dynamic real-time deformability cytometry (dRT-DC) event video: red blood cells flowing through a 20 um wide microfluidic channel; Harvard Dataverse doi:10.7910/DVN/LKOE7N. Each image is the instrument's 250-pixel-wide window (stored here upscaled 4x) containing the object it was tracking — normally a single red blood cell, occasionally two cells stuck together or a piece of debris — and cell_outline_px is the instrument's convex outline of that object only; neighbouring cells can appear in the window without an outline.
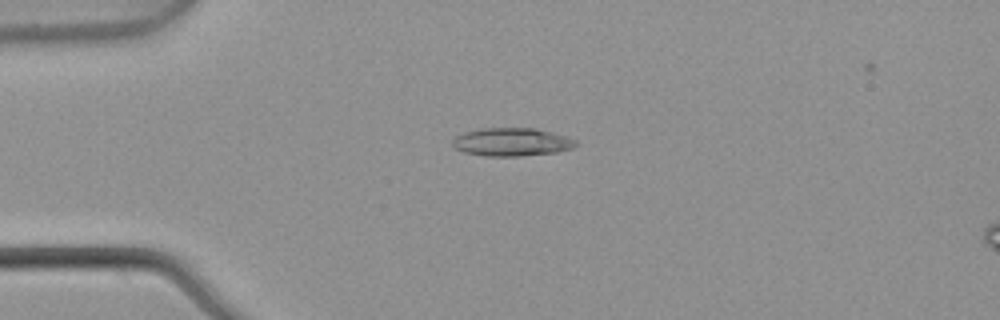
{"species": "common noctule bat (a hibernating species)", "species_latin": "Nyctalus noctula", "temperature_condition": "warm", "stored_images_in_passage": 3, "camera_frame_rate_fps": 3000, "um_per_image_px": 0.085, "animal": {"sex": "male", "body_mass_g": 21.5, "forearm_length_mm": 52.0}, "frame": {"image": 1, "passage_image": 2, "time_ms": 0.333, "image_size_px": [1000, 320], "cell_outline_px": [[580, 144], [572, 148], [556, 152], [520, 156], [488, 156], [464, 152], [456, 148], [452, 144], [452, 140], [456, 136], [464, 132], [480, 128], [536, 128], [568, 136], [576, 140]], "centroid_in_image_um": [43.53, 12.06], "position_along_channel_um": 41.5, "area_um2": 20.35}}